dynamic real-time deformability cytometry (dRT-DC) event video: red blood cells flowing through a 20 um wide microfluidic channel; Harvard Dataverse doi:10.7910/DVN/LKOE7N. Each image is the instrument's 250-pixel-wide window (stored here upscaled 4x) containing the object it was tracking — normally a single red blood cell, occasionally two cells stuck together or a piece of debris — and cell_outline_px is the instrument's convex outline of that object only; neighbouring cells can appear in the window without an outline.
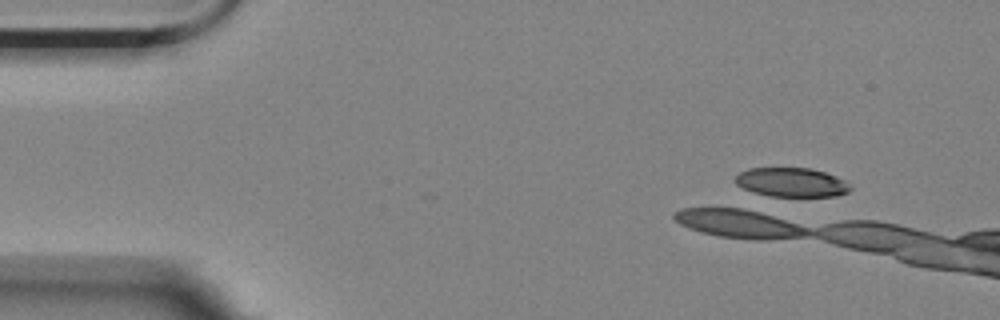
{"species": "Egyptian fruit bat (a non-hibernating species)", "species_latin": "Rousettus aegyptiacus", "temperature_condition": "room temperature", "stored_images_in_passage": 5, "camera_frame_rate_fps": 3000, "um_per_image_px": 0.085, "animal": {"sex": "female"}, "frame": {"image": 1, "passage_image": 1, "time_ms": 0.0, "image_size_px": [1000, 320], "cell_outline_px": [[852, 188], [848, 192], [836, 196], [760, 196], [736, 184], [732, 180], [740, 172], [748, 168], [808, 168], [824, 172], [836, 176], [844, 180]], "centroid_in_image_um": [67.23, 15.5], "position_along_channel_um": 17.8, "area_um2": 19.65}}